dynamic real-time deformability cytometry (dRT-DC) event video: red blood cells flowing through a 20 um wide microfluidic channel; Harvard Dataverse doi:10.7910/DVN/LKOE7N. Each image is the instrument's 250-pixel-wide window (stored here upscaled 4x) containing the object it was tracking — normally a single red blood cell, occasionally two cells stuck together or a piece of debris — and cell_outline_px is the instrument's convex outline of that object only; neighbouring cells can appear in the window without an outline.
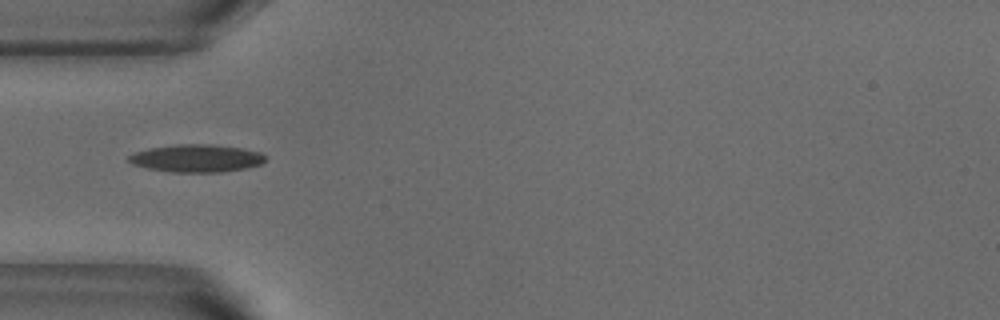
{"species": "common noctule bat (a hibernating species)", "species_latin": "Nyctalus noctula", "temperature_condition": "warm", "stored_images_in_passage": 52, "camera_frame_rate_fps": 3000, "um_per_image_px": 0.085, "animal": {"sex": "male", "body_mass_g": 18.8}, "frame": {"image": 1, "passage_image": 16, "time_ms": 5.0, "image_size_px": [1000, 320], "cell_outline_px": [[264, 160], [260, 164], [244, 168], [220, 172], [168, 172], [148, 168], [132, 164], [128, 160], [128, 156], [136, 152], [148, 148], [176, 144], [208, 144], [240, 148], [260, 152], [264, 156]], "centroid_in_image_um": [16.65, 13.45], "position_along_channel_um": 68.4, "area_um2": 21.79}}
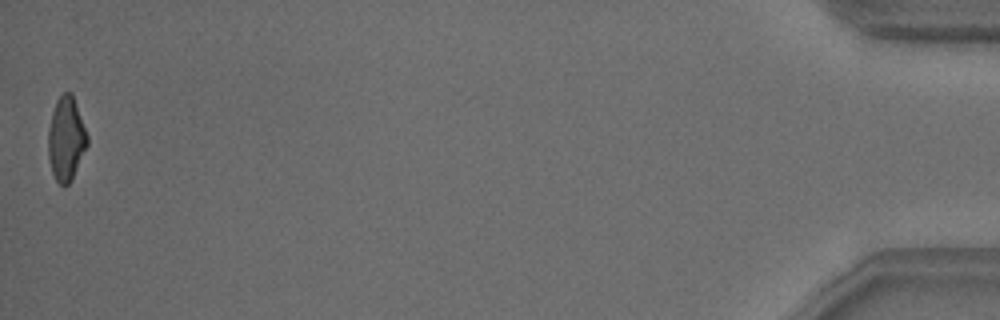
{"frame": {"image": 2, "passage_image": 52, "time_ms": 17.0, "image_size_px": [1000, 320], "cell_outline_px": [[88, 144], [72, 180], [64, 188], [56, 180], [52, 172], [48, 156], [48, 132], [52, 112], [56, 100], [64, 92], [72, 92], [88, 136]], "centroid_in_image_um": [5.62, 11.81], "position_along_channel_um": 429.6, "area_um2": 19.19}, "authors_computed_cell_mechanics": {"area_um2": 20.2589, "velocity_mm_per_s": 3.823, "shape_relaxation_time_tau1_ms": 4.4802, "shape_relaxation_time_tau2_ms": 2.2474, "deformation_change_tau1": 0.1636, "deformation_change_tau2": 0.0917}}